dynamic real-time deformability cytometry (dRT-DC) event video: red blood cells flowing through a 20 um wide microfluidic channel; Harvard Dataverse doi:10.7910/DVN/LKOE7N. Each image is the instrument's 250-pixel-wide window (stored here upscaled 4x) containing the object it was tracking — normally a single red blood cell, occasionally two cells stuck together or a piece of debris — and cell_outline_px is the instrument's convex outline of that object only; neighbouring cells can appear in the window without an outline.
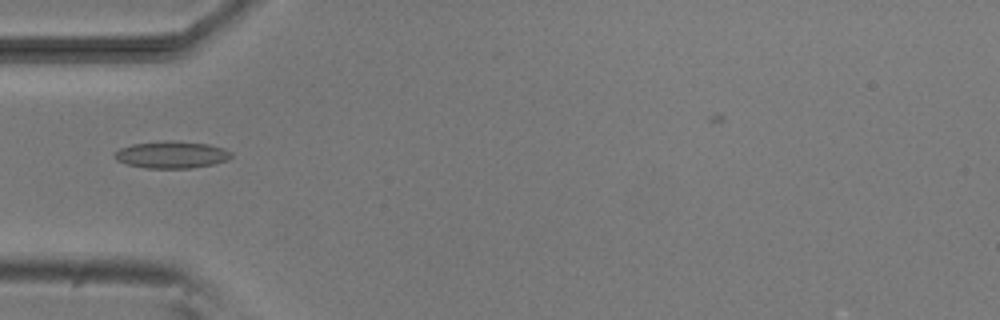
{"species": "common noctule bat (a hibernating species)", "species_latin": "Nyctalus noctula", "temperature_condition": "room temperature", "stored_images_in_passage": 7, "camera_frame_rate_fps": 3000, "um_per_image_px": 0.085, "animal": {"sex": "male", "body_mass_g": 20.5, "forearm_length_mm": 52.5}, "frame": {"image": 1, "passage_image": 4, "time_ms": 4.333, "image_size_px": [1000, 320], "cell_outline_px": [[232, 156], [228, 160], [212, 164], [188, 168], [144, 168], [128, 164], [116, 160], [112, 156], [120, 148], [132, 144], [164, 140], [180, 140], [208, 144], [224, 148], [232, 152]], "centroid_in_image_um": [14.59, 13.13], "position_along_channel_um": 70.4, "area_um2": 18.55}}
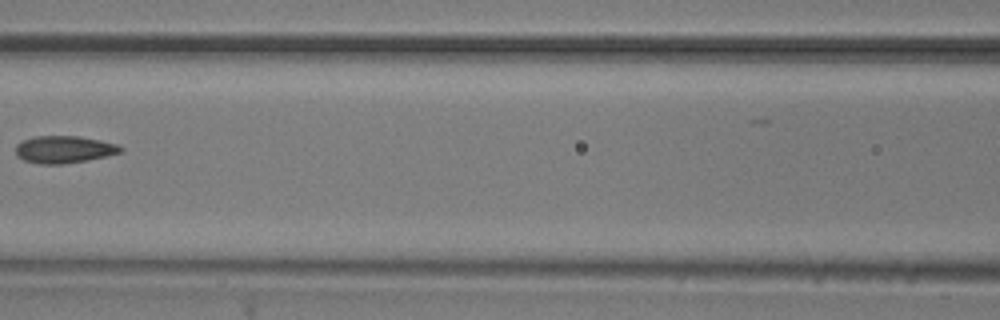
{"frame": {"image": 2, "passage_image": 6, "time_ms": 6.667, "image_size_px": [1000, 320], "cell_outline_px": [[124, 148], [120, 152], [88, 160], [60, 164], [40, 164], [24, 160], [16, 156], [16, 144], [24, 140], [36, 136], [80, 136], [100, 140], [116, 144]], "centroid_in_image_um": [5.42, 12.7], "position_along_channel_um": 161.2, "area_um2": 16.53}}
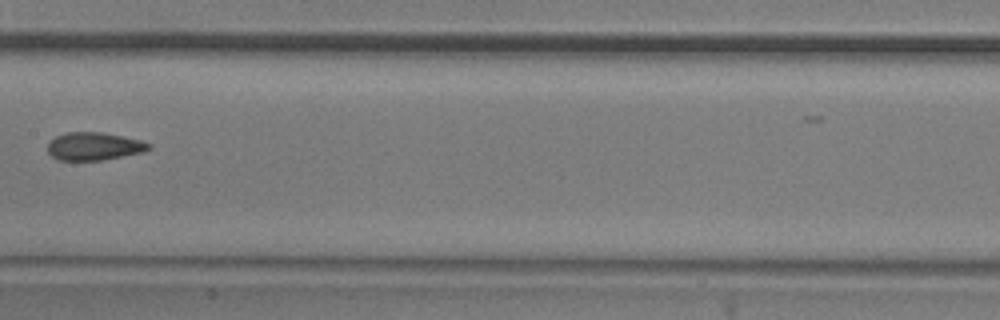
{"frame": {"image": 3, "passage_image": 7, "time_ms": 7.667, "image_size_px": [1000, 320], "cell_outline_px": [[152, 148], [144, 152], [100, 160], [60, 160], [52, 156], [48, 152], [48, 144], [56, 136], [64, 132], [104, 132], [140, 140], [152, 144]], "centroid_in_image_um": [8.02, 12.42], "position_along_channel_um": 199.4, "area_um2": 16.42}}